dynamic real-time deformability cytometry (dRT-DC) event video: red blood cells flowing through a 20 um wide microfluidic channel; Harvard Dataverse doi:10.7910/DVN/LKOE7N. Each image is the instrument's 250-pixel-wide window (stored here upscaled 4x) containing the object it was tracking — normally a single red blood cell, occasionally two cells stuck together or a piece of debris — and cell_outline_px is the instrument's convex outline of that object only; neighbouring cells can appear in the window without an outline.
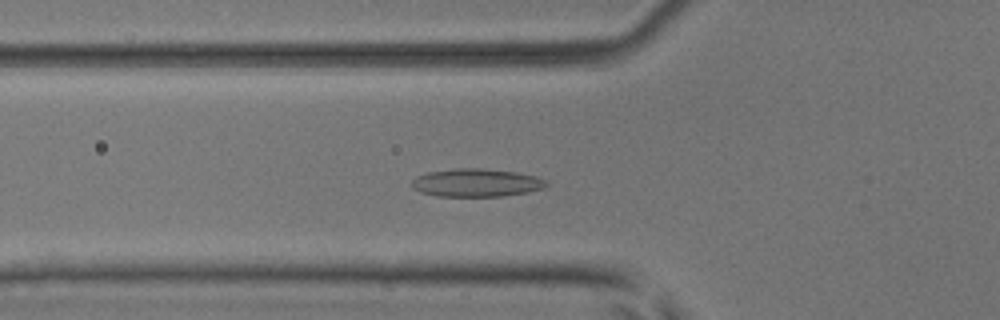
{"species": "common noctule bat (a hibernating species)", "species_latin": "Nyctalus noctula", "temperature_condition": "room temperature", "stored_images_in_passage": 54, "camera_frame_rate_fps": 3000, "um_per_image_px": 0.085, "animal": {"sex": "male", "body_mass_g": 17.9, "forearm_length_mm": 54.2}, "frame": {"image": 1, "passage_image": 20, "time_ms": 6.333, "image_size_px": [1000, 320], "cell_outline_px": [[548, 184], [544, 188], [528, 192], [504, 196], [440, 196], [420, 192], [412, 188], [412, 180], [416, 176], [428, 172], [456, 168], [480, 168], [516, 172], [536, 176], [544, 180]], "centroid_in_image_um": [40.48, 15.53], "position_along_channel_um": 85.3, "area_um2": 21.96}}
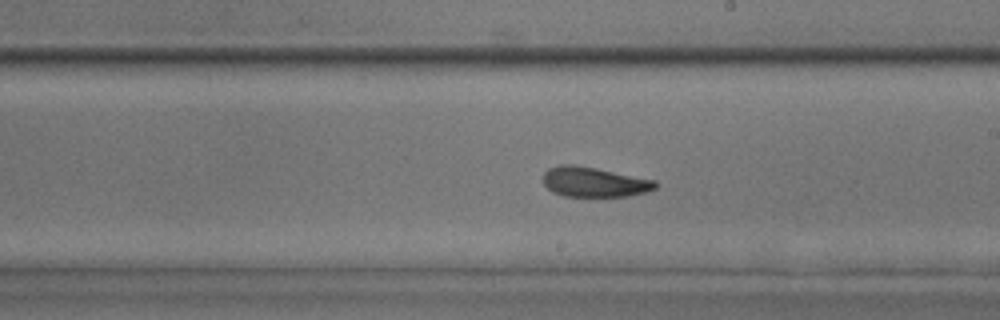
{"frame": {"image": 2, "passage_image": 32, "time_ms": 10.333, "image_size_px": [1000, 320], "cell_outline_px": [[660, 184], [656, 188], [648, 192], [628, 196], [564, 196], [552, 192], [544, 184], [544, 172], [548, 168], [560, 164], [572, 164], [596, 168], [656, 180]], "centroid_in_image_um": [50.53, 15.47], "position_along_channel_um": 238.5, "area_um2": 19.71}}
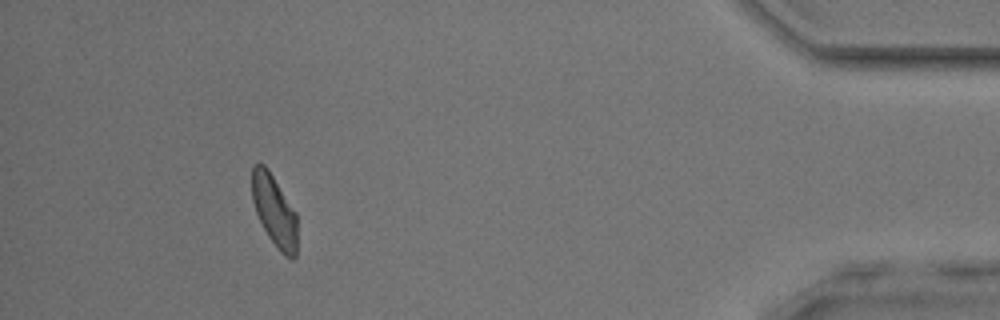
{"frame": {"image": 3, "passage_image": 50, "time_ms": 16.333, "image_size_px": [1000, 320], "cell_outline_px": [[296, 256], [292, 260], [284, 256], [280, 252], [268, 236], [256, 212], [252, 200], [252, 164], [264, 164], [268, 168], [296, 212]], "centroid_in_image_um": [23.32, 17.91], "position_along_channel_um": 411.9, "area_um2": 18.79}, "authors_computed_cell_mechanics": {"area_um2": 20.3167, "velocity_mm_per_s": 3.8382, "shape_relaxation_time_tau1_ms": 4.9337, "shape_relaxation_time_tau2_ms": 2.9786, "deformation_change_tau1": 0.1102, "deformation_change_tau2": 0.0982}}